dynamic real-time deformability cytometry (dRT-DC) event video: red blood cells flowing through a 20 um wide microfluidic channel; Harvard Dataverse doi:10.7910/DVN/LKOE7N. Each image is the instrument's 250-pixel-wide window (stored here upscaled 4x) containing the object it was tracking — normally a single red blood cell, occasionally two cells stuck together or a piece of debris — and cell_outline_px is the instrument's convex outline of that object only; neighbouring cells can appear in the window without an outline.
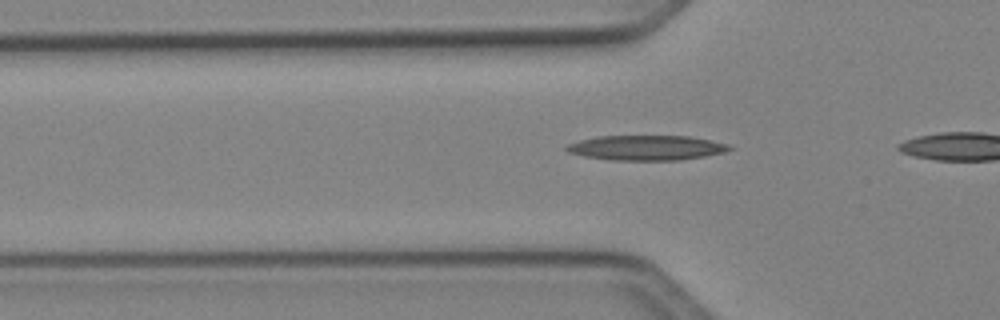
{"species": "Egyptian fruit bat (a non-hibernating species)", "species_latin": "Rousettus aegyptiacus", "temperature_condition": "cold", "stored_images_in_passage": 24, "camera_frame_rate_fps": 3000, "um_per_image_px": 0.085, "animal": {"sex": "female"}, "frame": {"image": 1, "passage_image": 4, "time_ms": 1.0, "image_size_px": [1000, 320], "cell_outline_px": [[732, 148], [724, 152], [704, 156], [680, 160], [612, 160], [584, 156], [568, 152], [564, 148], [568, 144], [580, 140], [596, 136], [688, 136], [728, 144]], "centroid_in_image_um": [54.9, 12.56], "position_along_channel_um": 70.9, "area_um2": 23.47}}
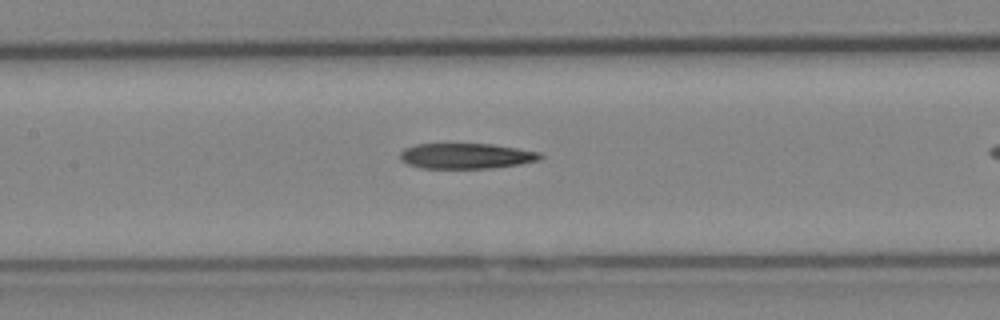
{"frame": {"image": 2, "passage_image": 11, "time_ms": 3.333, "image_size_px": [1000, 320], "cell_outline_px": [[544, 156], [536, 160], [520, 164], [492, 168], [424, 168], [408, 164], [400, 160], [400, 152], [404, 148], [416, 144], [492, 144], [540, 152]], "centroid_in_image_um": [39.6, 13.25], "position_along_channel_um": 167.8, "area_um2": 20.69}}
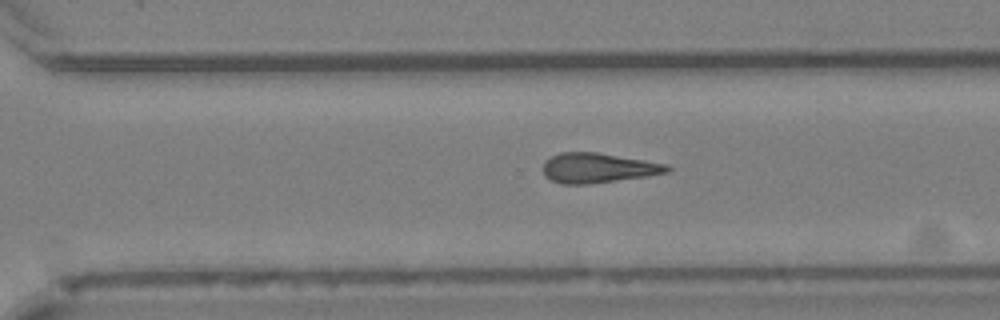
{"frame": {"image": 3, "passage_image": 22, "time_ms": 7.0, "image_size_px": [1000, 320], "cell_outline_px": [[672, 168], [668, 172], [644, 176], [588, 184], [564, 184], [552, 180], [544, 176], [544, 160], [560, 152], [596, 152], [668, 164]], "centroid_in_image_um": [50.81, 14.26], "position_along_channel_um": 319.8, "area_um2": 21.33}}